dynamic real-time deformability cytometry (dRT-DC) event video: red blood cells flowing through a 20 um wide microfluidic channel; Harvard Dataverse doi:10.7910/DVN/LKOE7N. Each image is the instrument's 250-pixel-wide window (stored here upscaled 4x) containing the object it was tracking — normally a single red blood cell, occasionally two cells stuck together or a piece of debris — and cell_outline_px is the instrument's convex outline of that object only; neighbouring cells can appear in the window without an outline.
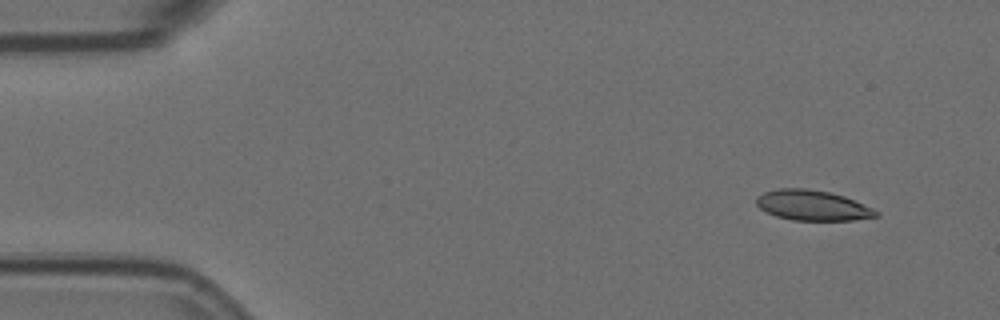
{"species": "Egyptian fruit bat (a non-hibernating species)", "species_latin": "Rousettus aegyptiacus", "temperature_condition": "room temperature", "stored_images_in_passage": 14, "camera_frame_rate_fps": 3000, "um_per_image_px": 0.085, "animal": {"sex": "female"}, "frame": {"image": 1, "passage_image": 1, "time_ms": 0.0, "image_size_px": [1000, 320], "cell_outline_px": [[880, 216], [852, 220], [792, 220], [776, 216], [760, 208], [756, 204], [756, 196], [764, 192], [780, 188], [804, 188], [828, 192], [844, 196], [872, 208], [880, 212]], "centroid_in_image_um": [69.06, 17.46], "position_along_channel_um": 15.9, "area_um2": 20.98}}
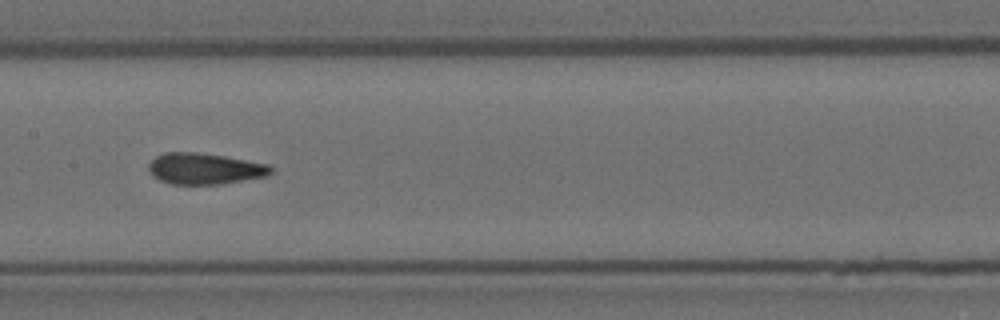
{"frame": {"image": 2, "passage_image": 7, "time_ms": 2.0, "image_size_px": [1000, 320], "cell_outline_px": [[272, 172], [268, 176], [220, 184], [172, 184], [160, 180], [152, 176], [148, 172], [148, 164], [156, 156], [164, 152], [196, 152], [224, 156], [268, 164], [272, 168]], "centroid_in_image_um": [17.37, 14.34], "position_along_channel_um": 190.0, "area_um2": 22.25}}
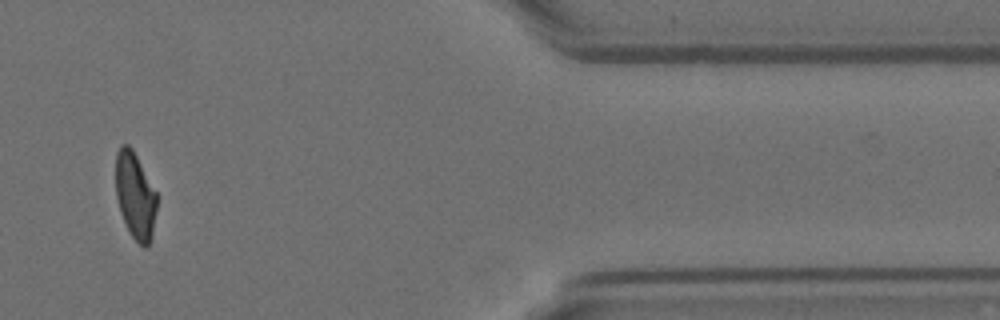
{"frame": {"image": 3, "passage_image": 12, "time_ms": 3.667, "image_size_px": [1000, 320], "cell_outline_px": [[156, 212], [152, 236], [148, 244], [144, 248], [132, 236], [120, 212], [116, 196], [116, 152], [120, 144], [128, 144], [132, 148], [156, 192]], "centroid_in_image_um": [11.48, 16.6], "position_along_channel_um": 399.9, "area_um2": 20.52}}